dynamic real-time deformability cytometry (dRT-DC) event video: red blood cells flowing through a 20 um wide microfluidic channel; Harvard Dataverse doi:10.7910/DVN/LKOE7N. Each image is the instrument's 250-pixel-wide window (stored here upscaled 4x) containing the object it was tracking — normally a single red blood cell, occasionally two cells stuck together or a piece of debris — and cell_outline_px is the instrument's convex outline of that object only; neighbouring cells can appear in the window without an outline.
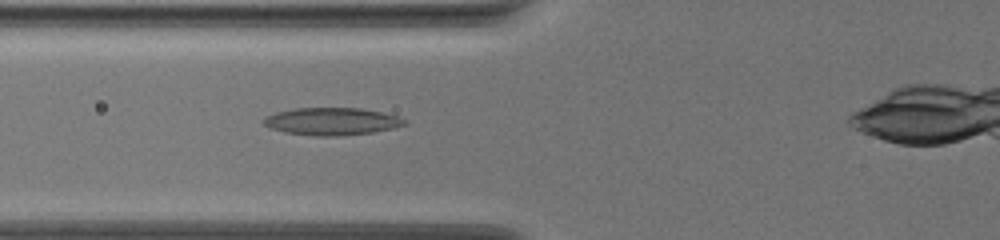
{"species": "common noctule bat (a hibernating species)", "species_latin": "Nyctalus noctula", "temperature_condition": "warm", "stored_images_in_passage": 46, "camera_frame_rate_fps": 3000, "um_per_image_px": 0.085, "animal": {"sex": "female", "body_mass_g": 19.5, "forearm_length_mm": 54.1}, "frame": {"image": 1, "passage_image": 16, "time_ms": 5.0, "image_size_px": [1000, 240], "cell_outline_px": [[404, 124], [392, 128], [372, 132], [336, 136], [316, 136], [288, 132], [272, 128], [264, 124], [264, 120], [268, 116], [276, 112], [296, 108], [360, 108], [380, 112], [396, 116], [404, 120]], "centroid_in_image_um": [28.19, 10.31], "position_along_channel_um": 97.6, "area_um2": 21.91}}
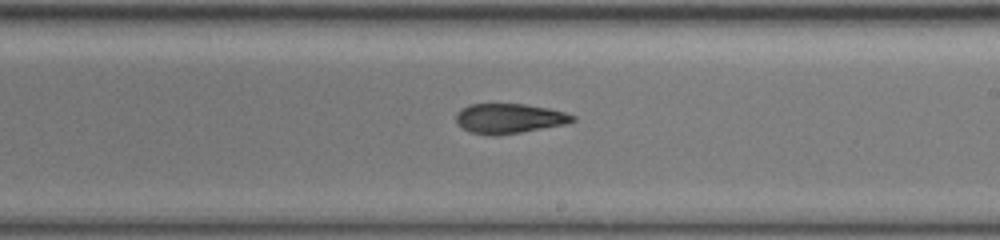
{"frame": {"image": 2, "passage_image": 28, "time_ms": 9.0, "image_size_px": [1000, 240], "cell_outline_px": [[576, 120], [564, 124], [500, 136], [488, 136], [468, 132], [456, 124], [456, 116], [468, 104], [524, 104], [548, 108], [564, 112], [576, 116]], "centroid_in_image_um": [43.26, 10.09], "position_along_channel_um": 245.7, "area_um2": 20.35}}
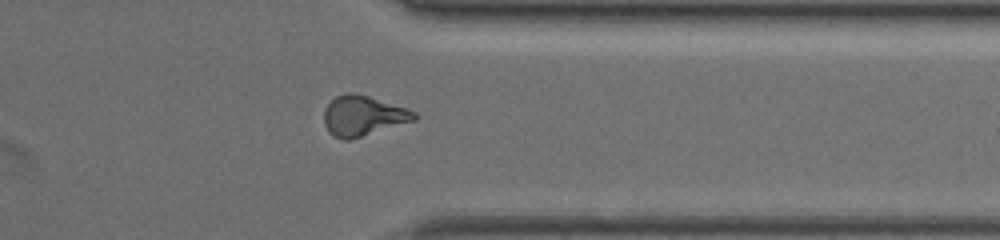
{"frame": {"image": 3, "passage_image": 39, "time_ms": 12.667, "image_size_px": [1000, 240], "cell_outline_px": [[420, 116], [416, 120], [352, 140], [344, 140], [328, 132], [324, 124], [324, 112], [328, 104], [336, 96], [348, 92], [356, 92], [408, 108], [416, 112]], "centroid_in_image_um": [30.9, 9.84], "position_along_channel_um": 380.5, "area_um2": 21.44}}